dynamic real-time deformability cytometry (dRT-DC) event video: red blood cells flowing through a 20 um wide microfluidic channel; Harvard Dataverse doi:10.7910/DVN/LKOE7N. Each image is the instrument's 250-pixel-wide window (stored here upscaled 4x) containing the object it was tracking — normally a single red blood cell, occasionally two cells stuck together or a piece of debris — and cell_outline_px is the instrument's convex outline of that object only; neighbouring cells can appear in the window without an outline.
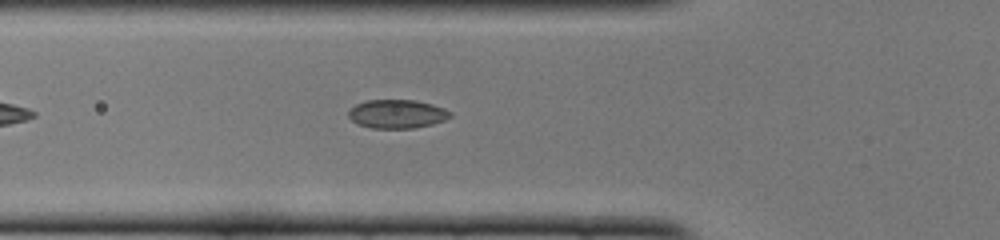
{"species": "common noctule bat (a hibernating species)", "species_latin": "Nyctalus noctula", "temperature_condition": "cold", "stored_images_in_passage": 21, "camera_frame_rate_fps": 3000, "um_per_image_px": 0.085, "animal": {"sex": "female", "body_mass_g": 22.0, "forearm_length_mm": 56.7}, "frame": {"image": 1, "passage_image": 3, "time_ms": 0.667, "image_size_px": [1000, 240], "cell_outline_px": [[452, 116], [444, 120], [432, 124], [412, 128], [372, 128], [360, 124], [352, 120], [348, 116], [348, 112], [356, 104], [364, 100], [416, 100], [432, 104], [444, 108], [452, 112]], "centroid_in_image_um": [33.77, 9.67], "position_along_channel_um": 92.0, "area_um2": 16.94}}
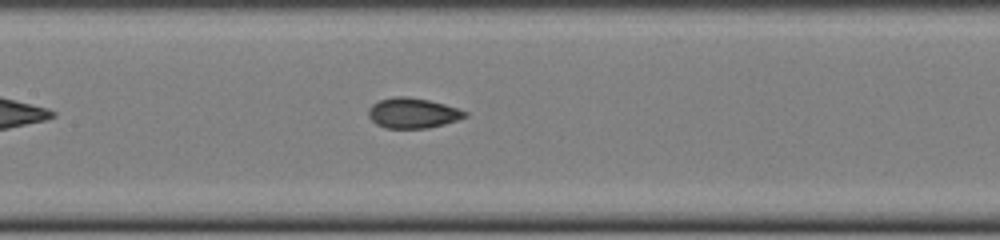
{"frame": {"image": 2, "passage_image": 9, "time_ms": 2.667, "image_size_px": [1000, 240], "cell_outline_px": [[468, 116], [444, 124], [428, 128], [384, 128], [376, 124], [368, 116], [368, 108], [372, 104], [380, 100], [392, 96], [408, 96], [428, 100], [444, 104], [468, 112]], "centroid_in_image_um": [35.05, 9.6], "position_along_channel_um": 172.3, "area_um2": 17.05}}
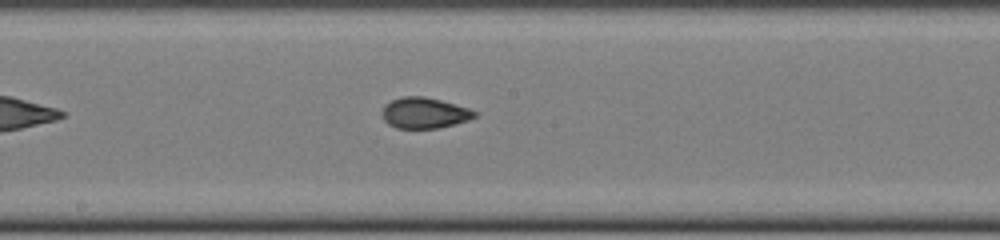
{"frame": {"image": 3, "passage_image": 12, "time_ms": 3.667, "image_size_px": [1000, 240], "cell_outline_px": [[476, 116], [468, 120], [440, 128], [396, 128], [388, 124], [384, 120], [380, 112], [384, 104], [392, 100], [404, 96], [424, 96], [440, 100], [468, 108], [476, 112]], "centroid_in_image_um": [36.02, 9.6], "position_along_channel_um": 212.2, "area_um2": 16.65}}